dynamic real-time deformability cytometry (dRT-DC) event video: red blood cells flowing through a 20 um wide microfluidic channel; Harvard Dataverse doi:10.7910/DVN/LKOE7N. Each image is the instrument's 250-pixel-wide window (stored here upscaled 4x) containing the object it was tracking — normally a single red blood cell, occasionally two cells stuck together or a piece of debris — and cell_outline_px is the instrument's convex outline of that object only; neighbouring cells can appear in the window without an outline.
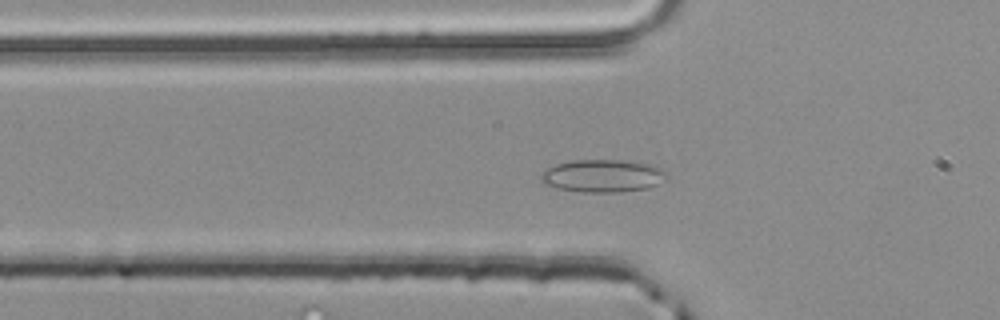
{"species": "common noctule bat (a hibernating species)", "species_latin": "Nyctalus noctula", "temperature_condition": "room temperature", "stored_images_in_passage": 38, "camera_frame_rate_fps": 3000, "um_per_image_px": 0.085, "animal": {"sex": "male", "body_mass_g": 20.4}, "frame": {"image": 1, "passage_image": 4, "time_ms": 1.0, "image_size_px": [1000, 320], "cell_outline_px": [[668, 176], [656, 184], [648, 188], [620, 192], [580, 192], [556, 188], [544, 184], [540, 180], [540, 172], [556, 164], [572, 160], [620, 160], [656, 164], [668, 172]], "centroid_in_image_um": [51.23, 14.94], "position_along_channel_um": 74.6, "area_um2": 24.28}}
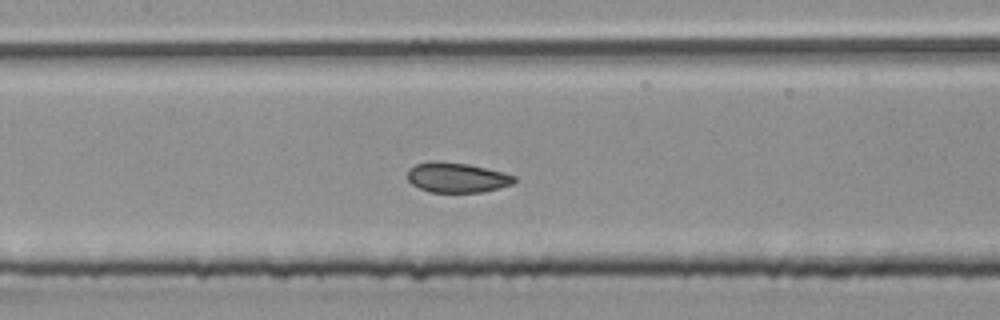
{"frame": {"image": 2, "passage_image": 11, "time_ms": 3.333, "image_size_px": [1000, 320], "cell_outline_px": [[516, 180], [512, 184], [500, 188], [484, 192], [428, 192], [412, 184], [408, 180], [408, 168], [416, 164], [432, 160], [436, 160], [468, 164], [504, 172], [516, 176]], "centroid_in_image_um": [38.84, 15.08], "position_along_channel_um": 168.6, "area_um2": 18.84}}
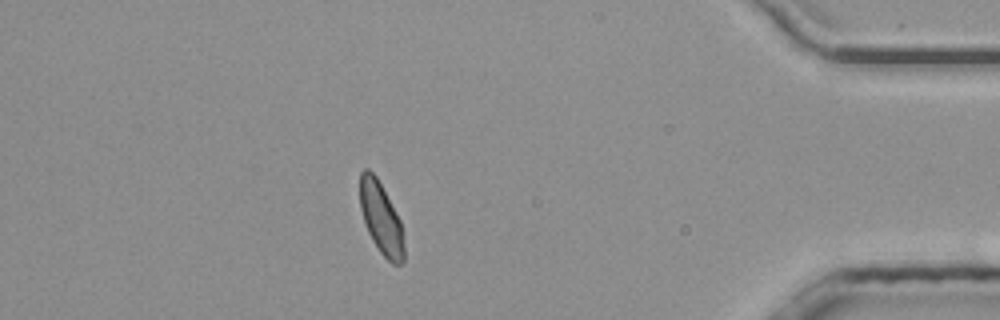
{"frame": {"image": 3, "passage_image": 32, "time_ms": 10.333, "image_size_px": [1000, 320], "cell_outline_px": [[404, 260], [400, 264], [392, 264], [380, 252], [372, 240], [368, 232], [360, 208], [360, 172], [364, 168], [368, 168], [376, 176], [400, 220], [404, 244]], "centroid_in_image_um": [32.38, 18.56], "position_along_channel_um": 402.8, "area_um2": 18.21}, "authors_computed_cell_mechanics": {"area_um2": 18.7561, "velocity_mm_per_s": 4.0085, "shape_relaxation_time_tau1_ms": 4.8984, "shape_relaxation_time_tau2_ms": 0.9903, "deformation_change_tau1": 0.0909, "deformation_change_tau2": 0.061}}